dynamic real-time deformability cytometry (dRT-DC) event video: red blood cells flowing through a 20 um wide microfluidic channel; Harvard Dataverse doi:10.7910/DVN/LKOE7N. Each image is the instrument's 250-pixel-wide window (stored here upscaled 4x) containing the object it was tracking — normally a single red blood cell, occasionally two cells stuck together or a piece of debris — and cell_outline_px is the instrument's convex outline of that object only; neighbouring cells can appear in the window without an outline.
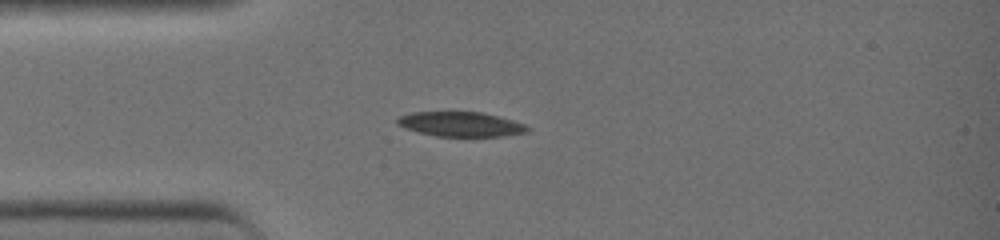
{"species": "common noctule bat (a hibernating species)", "species_latin": "Nyctalus noctula", "temperature_condition": "warm", "stored_images_in_passage": 32, "camera_frame_rate_fps": 3000, "um_per_image_px": 0.085, "animal": {"sex": "female", "body_mass_g": 19.0, "forearm_length_mm": 51.5}, "frame": {"image": 1, "passage_image": 1, "time_ms": 0.0, "image_size_px": [1000, 240], "cell_outline_px": [[532, 128], [528, 132], [504, 136], [436, 136], [404, 128], [396, 124], [396, 116], [412, 112], [480, 112], [512, 120], [524, 124]], "centroid_in_image_um": [39.13, 10.55], "position_along_channel_um": 45.9, "area_um2": 18.73}}
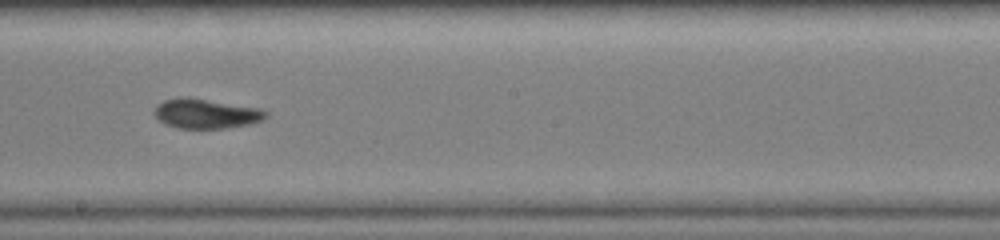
{"frame": {"image": 2, "passage_image": 14, "time_ms": 4.333, "image_size_px": [1000, 240], "cell_outline_px": [[268, 116], [264, 120], [252, 124], [228, 128], [176, 128], [164, 124], [152, 112], [156, 104], [164, 100], [180, 96], [188, 96], [260, 108], [268, 112]], "centroid_in_image_um": [17.51, 9.65], "position_along_channel_um": 230.7, "area_um2": 19.77}}
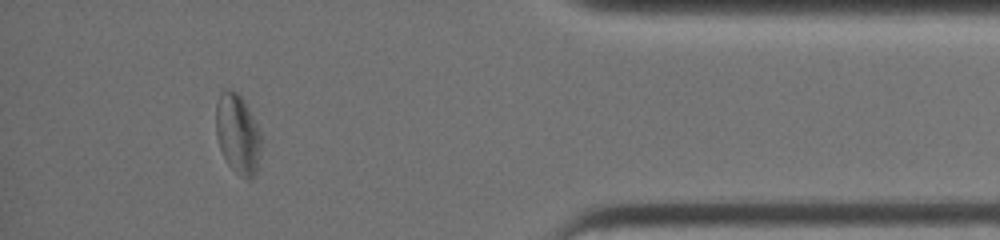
{"frame": {"image": 3, "passage_image": 28, "time_ms": 9.0, "image_size_px": [1000, 240], "cell_outline_px": [[264, 140], [256, 176], [248, 180], [240, 176], [228, 164], [220, 148], [216, 136], [216, 104], [220, 92], [224, 88], [228, 88], [236, 92], [244, 100]], "centroid_in_image_um": [20.24, 11.41], "position_along_channel_um": 415.0, "area_um2": 21.5}, "authors_computed_cell_mechanics": {"area_um2": 19.7965, "velocity_mm_per_s": 4.5505, "shape_relaxation_time_tau1_ms": 8.2892, "shape_relaxation_time_tau2_ms": 2.5344, "deformation_change_tau1": 0.2495, "deformation_change_tau2": 0.0896}}